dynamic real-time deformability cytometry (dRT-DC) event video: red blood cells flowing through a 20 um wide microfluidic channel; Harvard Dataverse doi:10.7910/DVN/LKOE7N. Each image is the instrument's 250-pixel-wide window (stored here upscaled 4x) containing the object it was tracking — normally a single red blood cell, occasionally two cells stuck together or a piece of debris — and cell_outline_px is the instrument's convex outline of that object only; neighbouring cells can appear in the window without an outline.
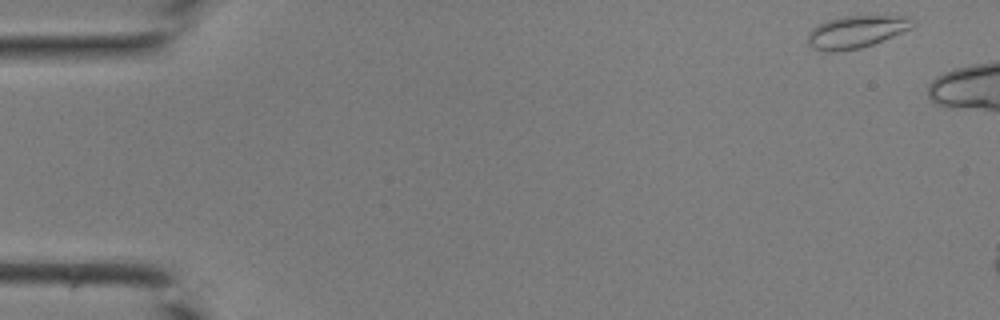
{"species": "common noctule bat (a hibernating species)", "species_latin": "Nyctalus noctula", "temperature_condition": "room temperature", "stored_images_in_passage": 6, "camera_frame_rate_fps": 3000, "um_per_image_px": 0.085, "animal": {"sex": "male", "body_mass_g": 19.0, "forearm_length_mm": 50.8}, "frame": {"image": 1, "passage_image": 1, "time_ms": 0.0, "image_size_px": [1000, 320], "cell_outline_px": [[916, 24], [912, 28], [872, 44], [860, 48], [832, 52], [824, 52], [812, 48], [808, 44], [808, 32], [816, 24], [828, 20], [844, 16], [904, 16], [916, 20]], "centroid_in_image_um": [72.76, 2.7], "position_along_channel_um": 12.2, "area_um2": 19.83}}